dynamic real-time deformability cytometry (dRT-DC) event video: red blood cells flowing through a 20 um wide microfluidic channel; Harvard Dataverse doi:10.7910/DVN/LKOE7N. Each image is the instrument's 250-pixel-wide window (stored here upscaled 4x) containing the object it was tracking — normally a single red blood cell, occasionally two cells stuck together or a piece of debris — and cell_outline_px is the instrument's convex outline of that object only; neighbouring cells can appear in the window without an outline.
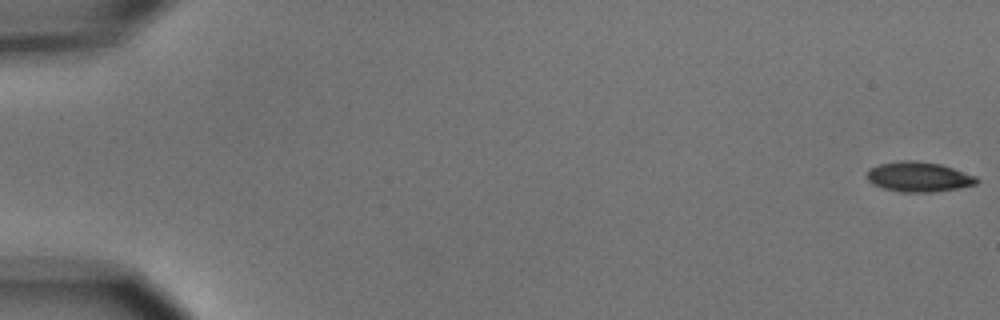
{"species": "common noctule bat (a hibernating species)", "species_latin": "Nyctalus noctula", "temperature_condition": "cold", "stored_images_in_passage": 6, "camera_frame_rate_fps": 3000, "um_per_image_px": 0.085, "animal": {"sex": "male", "body_mass_g": 15.6}, "frame": {"image": 1, "passage_image": 1, "time_ms": 0.0, "image_size_px": [1000, 320], "cell_outline_px": [[980, 180], [976, 184], [960, 188], [932, 192], [900, 192], [884, 188], [872, 184], [868, 180], [868, 168], [880, 164], [900, 160], [916, 160], [940, 164], [976, 176]], "centroid_in_image_um": [78.09, 15.03], "position_along_channel_um": 6.9, "area_um2": 19.19}}
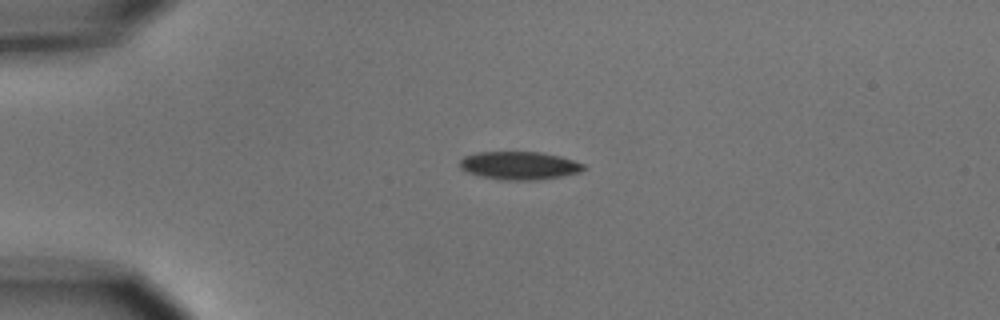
{"frame": {"image": 2, "passage_image": 4, "time_ms": 4.333, "image_size_px": [1000, 320], "cell_outline_px": [[588, 168], [580, 172], [560, 176], [536, 180], [500, 180], [480, 176], [468, 172], [460, 168], [460, 160], [464, 156], [476, 152], [540, 152], [560, 156], [584, 164]], "centroid_in_image_um": [44.14, 14.07], "position_along_channel_um": 40.9, "area_um2": 20.29}}
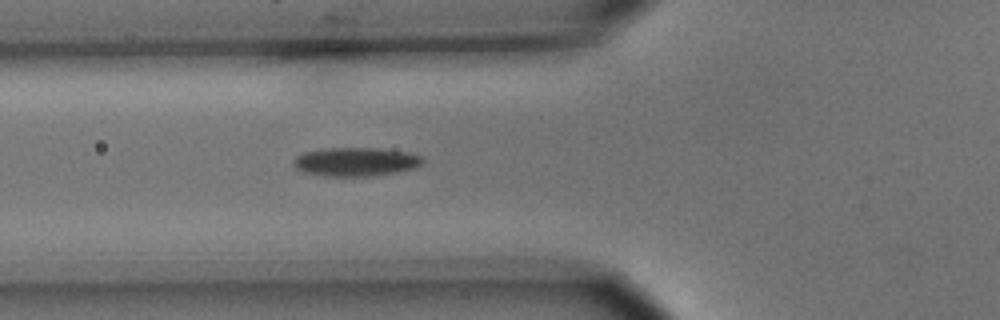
{"frame": {"image": 3, "passage_image": 6, "time_ms": 6.667, "image_size_px": [1000, 320], "cell_outline_px": [[424, 160], [416, 168], [396, 172], [372, 176], [324, 176], [304, 172], [296, 168], [292, 164], [296, 156], [304, 152], [324, 148], [380, 148], [408, 152], [424, 156]], "centroid_in_image_um": [30.25, 13.74], "position_along_channel_um": 95.5, "area_um2": 21.79}}